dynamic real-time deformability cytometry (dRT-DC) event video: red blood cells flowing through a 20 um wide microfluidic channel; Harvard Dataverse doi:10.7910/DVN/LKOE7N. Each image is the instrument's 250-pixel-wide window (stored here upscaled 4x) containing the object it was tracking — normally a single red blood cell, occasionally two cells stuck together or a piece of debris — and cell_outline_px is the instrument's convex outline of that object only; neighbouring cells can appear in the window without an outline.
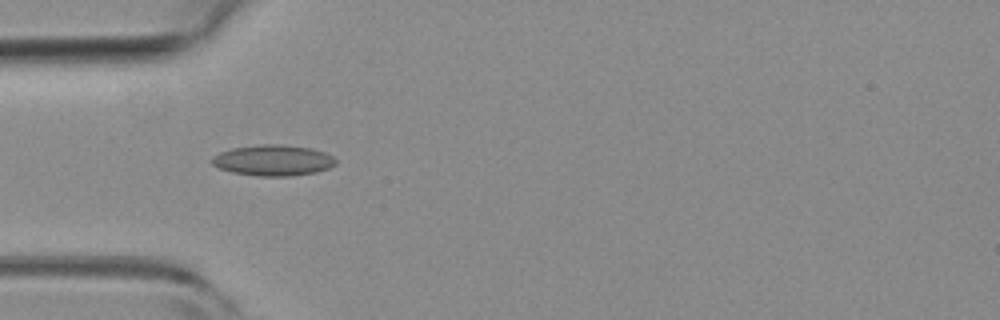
{"species": "common noctule bat (a hibernating species)", "species_latin": "Nyctalus noctula", "temperature_condition": "room temperature", "stored_images_in_passage": 4, "camera_frame_rate_fps": 3000, "um_per_image_px": 0.085, "animal": {"sex": "female", "body_mass_g": 19.3, "forearm_length_mm": 54.1}, "frame": {"image": 1, "passage_image": 3, "time_ms": 0.667, "image_size_px": [1000, 320], "cell_outline_px": [[336, 164], [328, 168], [316, 172], [292, 176], [256, 176], [232, 172], [220, 168], [212, 164], [208, 160], [212, 156], [220, 152], [232, 148], [260, 144], [280, 144], [312, 148], [324, 152], [332, 156], [336, 160]], "centroid_in_image_um": [23.19, 13.62], "position_along_channel_um": 61.8, "area_um2": 22.43}}
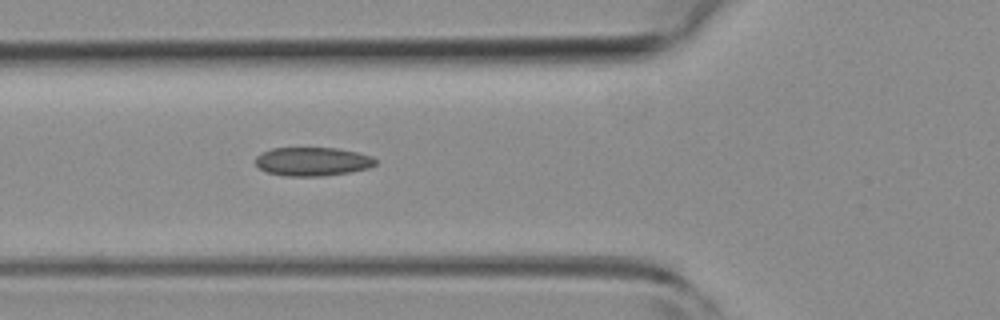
{"frame": {"image": 2, "passage_image": 4, "time_ms": 1.0, "image_size_px": [1000, 320], "cell_outline_px": [[376, 164], [368, 168], [348, 172], [320, 176], [284, 176], [268, 172], [260, 168], [256, 164], [256, 156], [260, 152], [272, 148], [340, 148], [372, 156], [376, 160]], "centroid_in_image_um": [26.55, 13.72], "position_along_channel_um": 99.3, "area_um2": 20.0}}